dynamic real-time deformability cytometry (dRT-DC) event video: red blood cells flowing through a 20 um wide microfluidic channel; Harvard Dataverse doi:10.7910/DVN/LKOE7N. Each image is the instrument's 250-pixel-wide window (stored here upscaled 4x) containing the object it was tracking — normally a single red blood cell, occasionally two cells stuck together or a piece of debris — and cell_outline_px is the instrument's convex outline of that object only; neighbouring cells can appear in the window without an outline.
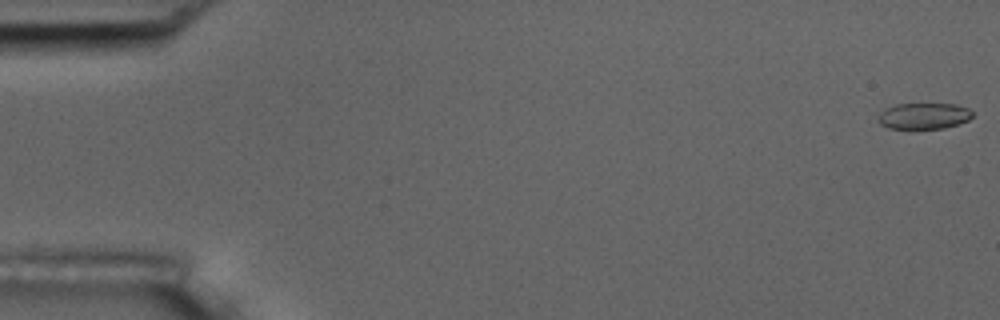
{"species": "common noctule bat (a hibernating species)", "species_latin": "Nyctalus noctula", "temperature_condition": "room temperature", "stored_images_in_passage": 5, "camera_frame_rate_fps": 3000, "um_per_image_px": 0.085, "animal": {"sex": "male", "body_mass_g": 17.5, "forearm_length_mm": 52.3}, "frame": {"image": 1, "passage_image": 1, "time_ms": 0.0, "image_size_px": [1000, 320], "cell_outline_px": [[972, 116], [968, 120], [960, 124], [944, 128], [912, 132], [888, 128], [880, 124], [876, 120], [876, 116], [884, 108], [896, 104], [956, 104], [968, 108], [972, 112]], "centroid_in_image_um": [78.44, 9.91], "position_along_channel_um": 6.6, "area_um2": 15.32}}
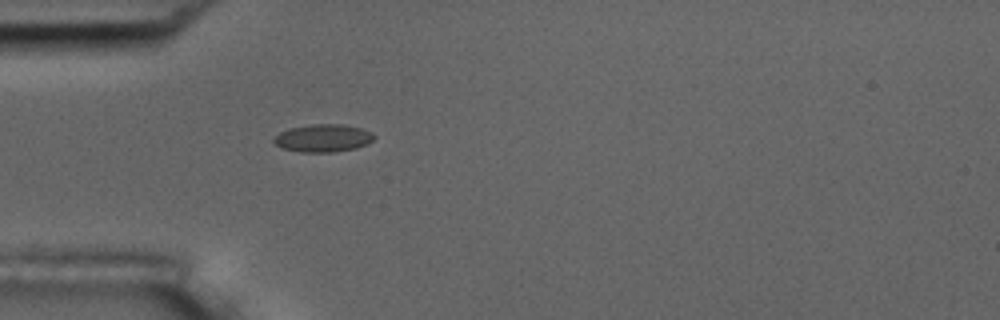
{"frame": {"image": 2, "passage_image": 5, "time_ms": 5.333, "image_size_px": [1000, 320], "cell_outline_px": [[376, 136], [368, 144], [356, 148], [332, 152], [300, 152], [280, 148], [272, 140], [280, 132], [288, 128], [312, 124], [340, 124], [360, 128], [372, 132]], "centroid_in_image_um": [27.45, 11.74], "position_along_channel_um": 57.5, "area_um2": 16.24}}